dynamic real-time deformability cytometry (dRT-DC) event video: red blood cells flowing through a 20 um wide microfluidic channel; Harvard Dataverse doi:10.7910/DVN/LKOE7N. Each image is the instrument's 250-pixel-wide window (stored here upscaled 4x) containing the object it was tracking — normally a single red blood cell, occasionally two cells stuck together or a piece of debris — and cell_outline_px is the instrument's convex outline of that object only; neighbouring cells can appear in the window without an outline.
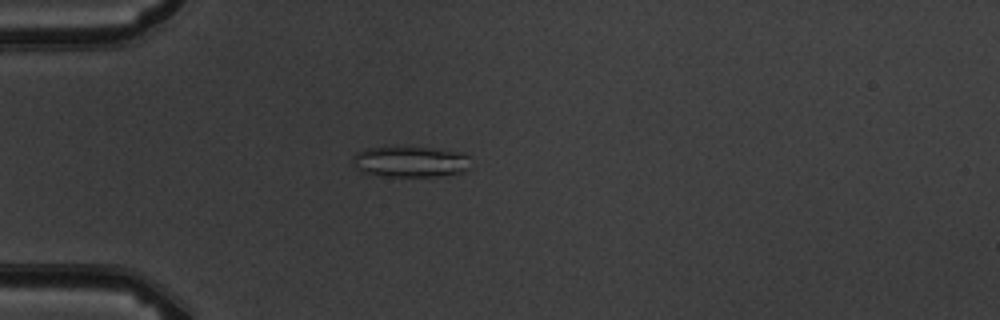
{"species": "common noctule bat (a hibernating species)", "species_latin": "Nyctalus noctula", "temperature_condition": "warm", "stored_images_in_passage": 4, "camera_frame_rate_fps": 3000, "um_per_image_px": 0.085, "animal": {"sex": "male", "body_mass_g": 19.5, "forearm_length_mm": 54.6}, "frame": {"image": 1, "passage_image": 3, "time_ms": 2.333, "image_size_px": [1000, 320], "cell_outline_px": [[468, 168], [460, 172], [436, 176], [388, 176], [364, 172], [356, 168], [352, 164], [352, 156], [356, 152], [364, 148], [396, 144], [428, 148], [456, 152], [468, 156]], "centroid_in_image_um": [34.75, 13.7], "position_along_channel_um": 50.3, "area_um2": 21.5}}